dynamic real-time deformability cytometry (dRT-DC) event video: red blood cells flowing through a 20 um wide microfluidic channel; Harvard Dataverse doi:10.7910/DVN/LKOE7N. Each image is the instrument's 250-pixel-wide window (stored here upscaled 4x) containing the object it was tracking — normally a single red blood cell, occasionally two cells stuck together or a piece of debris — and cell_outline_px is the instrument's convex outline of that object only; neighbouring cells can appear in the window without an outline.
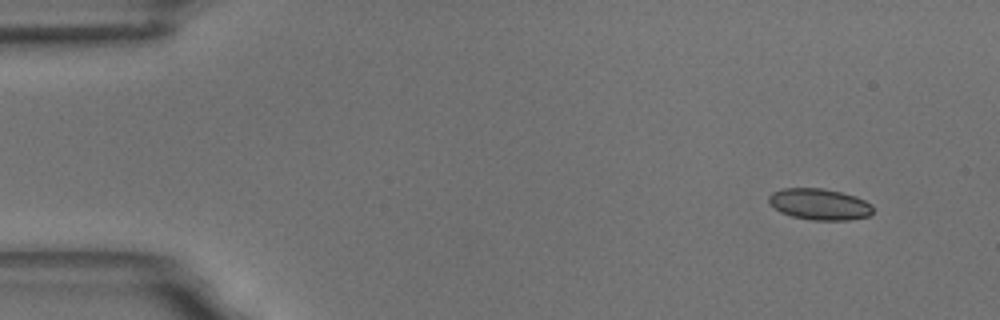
{"species": "common noctule bat (a hibernating species)", "species_latin": "Nyctalus noctula", "temperature_condition": "room temperature", "stored_images_in_passage": 10, "camera_frame_rate_fps": 3000, "um_per_image_px": 0.085, "animal": {"sex": "male", "body_mass_g": 18.8}, "frame": {"image": 1, "passage_image": 1, "time_ms": 0.0, "image_size_px": [1000, 320], "cell_outline_px": [[872, 212], [868, 216], [848, 220], [812, 220], [792, 216], [780, 212], [768, 200], [768, 196], [772, 192], [784, 188], [824, 188], [856, 196], [872, 204]], "centroid_in_image_um": [69.66, 17.35], "position_along_channel_um": 15.3, "area_um2": 18.9}}
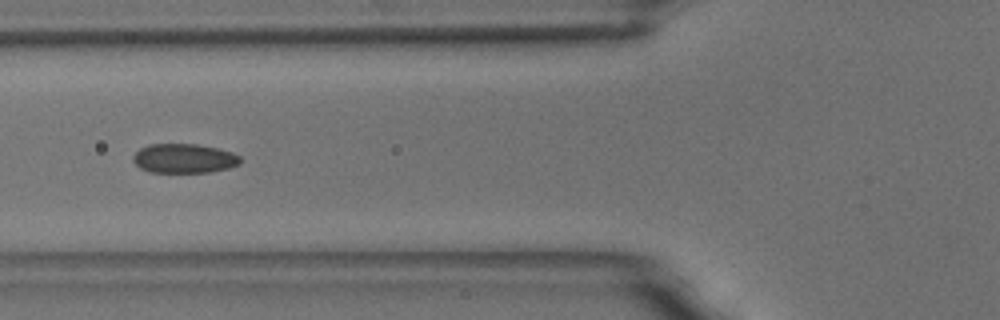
{"frame": {"image": 2, "passage_image": 6, "time_ms": 5.667, "image_size_px": [1000, 320], "cell_outline_px": [[240, 164], [228, 168], [212, 172], [148, 172], [140, 168], [132, 160], [132, 156], [140, 148], [148, 144], [196, 144], [216, 148], [232, 152], [240, 156]], "centroid_in_image_um": [15.63, 13.47], "position_along_channel_um": 110.2, "area_um2": 18.38}}
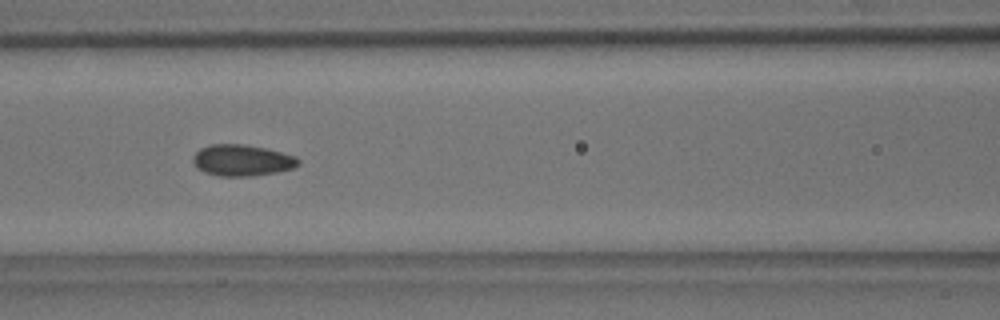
{"frame": {"image": 3, "passage_image": 7, "time_ms": 6.667, "image_size_px": [1000, 320], "cell_outline_px": [[300, 164], [292, 168], [276, 172], [252, 176], [220, 176], [204, 172], [196, 168], [192, 160], [192, 156], [200, 148], [208, 144], [244, 144], [268, 148], [296, 156], [300, 160]], "centroid_in_image_um": [20.56, 13.61], "position_along_channel_um": 146.0, "area_um2": 19.48}}